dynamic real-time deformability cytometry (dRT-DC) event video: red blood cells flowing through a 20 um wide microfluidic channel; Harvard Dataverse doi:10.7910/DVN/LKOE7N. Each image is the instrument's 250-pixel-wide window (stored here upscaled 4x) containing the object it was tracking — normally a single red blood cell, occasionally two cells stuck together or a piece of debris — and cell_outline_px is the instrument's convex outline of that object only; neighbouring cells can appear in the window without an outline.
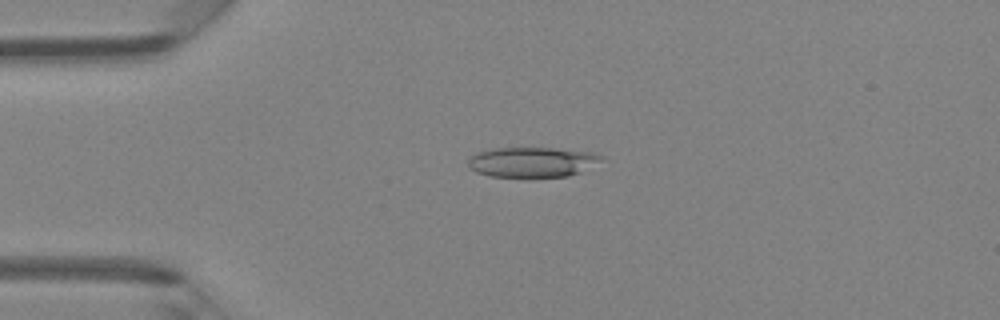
{"species": "Egyptian fruit bat (a non-hibernating species)", "species_latin": "Rousettus aegyptiacus", "temperature_condition": "room temperature", "stored_images_in_passage": 47, "camera_frame_rate_fps": 3000, "um_per_image_px": 0.085, "animal": {"sex": "female"}, "frame": {"image": 1, "passage_image": 11, "time_ms": 3.333, "image_size_px": [1000, 320], "cell_outline_px": [[604, 160], [580, 172], [568, 176], [532, 180], [488, 176], [476, 172], [468, 168], [468, 160], [476, 152], [496, 148], [556, 148], [592, 152], [604, 156]], "centroid_in_image_um": [45.23, 13.82], "position_along_channel_um": 39.8, "area_um2": 24.45}}
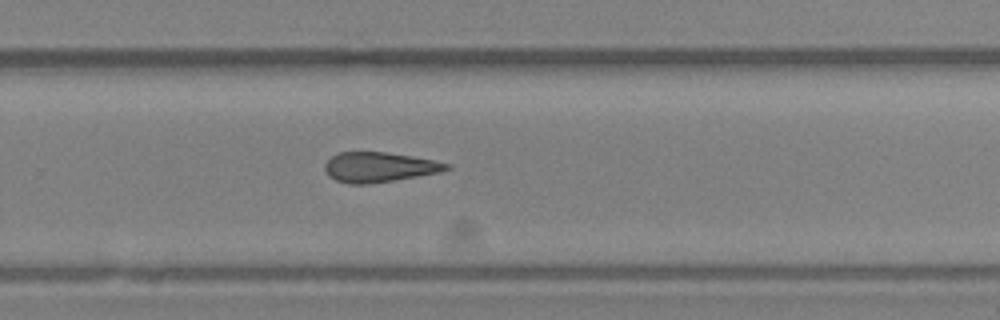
{"frame": {"image": 2, "passage_image": 31, "time_ms": 10.0, "image_size_px": [1000, 320], "cell_outline_px": [[452, 168], [440, 172], [368, 184], [348, 184], [336, 180], [328, 176], [324, 168], [324, 164], [336, 152], [384, 152], [412, 156], [452, 164]], "centroid_in_image_um": [32.21, 14.2], "position_along_channel_um": 297.6, "area_um2": 21.15}}
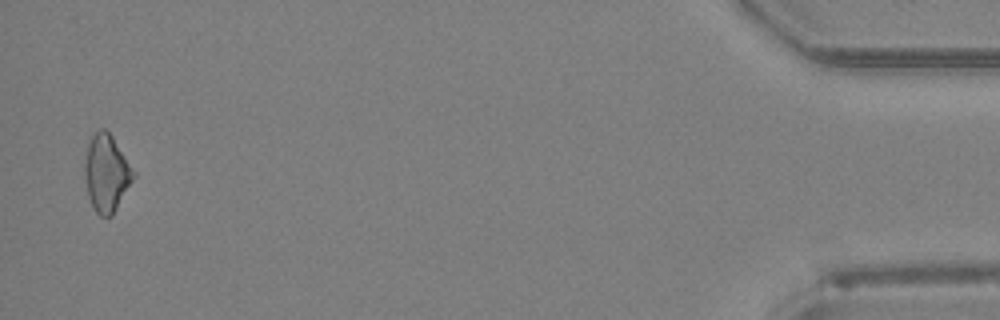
{"frame": {"image": 3, "passage_image": 46, "time_ms": 15.0, "image_size_px": [1000, 320], "cell_outline_px": [[136, 176], [112, 216], [100, 216], [96, 212], [88, 196], [84, 176], [84, 164], [88, 144], [92, 136], [100, 128], [104, 128], [112, 136], [136, 172]], "centroid_in_image_um": [9.06, 14.72], "position_along_channel_um": 426.1, "area_um2": 21.91}, "authors_computed_cell_mechanics": {"area_um2": 22.0796, "velocity_mm_per_s": 4.3068, "shape_relaxation_time_tau1_ms": 4.2881, "shape_relaxation_time_tau2_ms": 11.0849, "deformation_change_tau1": 0.126, "deformation_change_tau2": 0.3094}}